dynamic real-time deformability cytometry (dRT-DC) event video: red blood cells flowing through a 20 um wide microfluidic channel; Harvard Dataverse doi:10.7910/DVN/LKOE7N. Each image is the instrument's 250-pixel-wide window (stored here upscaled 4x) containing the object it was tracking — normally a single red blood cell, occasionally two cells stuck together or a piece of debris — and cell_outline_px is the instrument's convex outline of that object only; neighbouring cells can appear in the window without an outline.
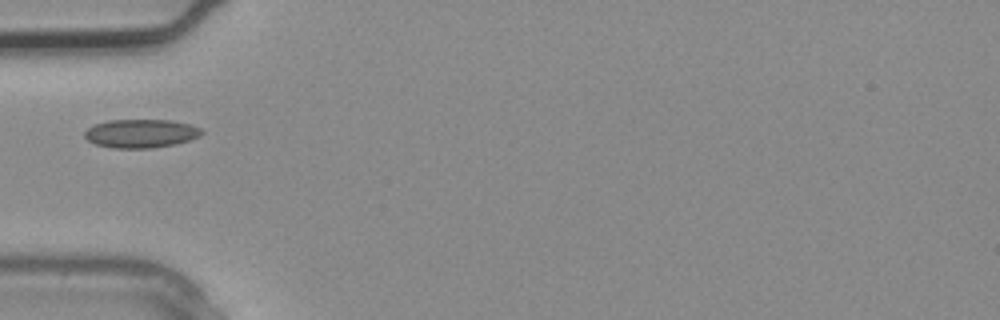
{"species": "common noctule bat (a hibernating species)", "species_latin": "Nyctalus noctula", "temperature_condition": "warm", "stored_images_in_passage": 1, "camera_frame_rate_fps": 3000, "um_per_image_px": 0.085, "animal": {"sex": "male", "body_mass_g": 20.4}, "frame": {"image": 1, "passage_image": 1, "time_ms": 0.0, "image_size_px": [1000, 320], "cell_outline_px": [[204, 132], [200, 136], [176, 144], [148, 148], [112, 148], [96, 144], [88, 140], [84, 136], [84, 132], [88, 128], [96, 124], [108, 120], [172, 120], [192, 124], [200, 128]], "centroid_in_image_um": [12.0, 11.34], "position_along_channel_um": 73.0, "area_um2": 19.48}}